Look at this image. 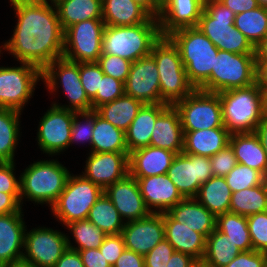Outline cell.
I'll return each instance as SVG.
<instances>
[{"label":"cell","instance_id":"cell-1","mask_svg":"<svg viewBox=\"0 0 267 267\" xmlns=\"http://www.w3.org/2000/svg\"><path fill=\"white\" fill-rule=\"evenodd\" d=\"M17 24L9 40L0 46L16 61L29 63L41 71L63 57L64 30L55 5L42 0H10ZM2 48V49H1Z\"/></svg>","mask_w":267,"mask_h":267},{"label":"cell","instance_id":"cell-2","mask_svg":"<svg viewBox=\"0 0 267 267\" xmlns=\"http://www.w3.org/2000/svg\"><path fill=\"white\" fill-rule=\"evenodd\" d=\"M167 37L179 50L189 83L199 89L211 76L219 49L198 27L180 28Z\"/></svg>","mask_w":267,"mask_h":267},{"label":"cell","instance_id":"cell-3","mask_svg":"<svg viewBox=\"0 0 267 267\" xmlns=\"http://www.w3.org/2000/svg\"><path fill=\"white\" fill-rule=\"evenodd\" d=\"M222 106V121L230 134L252 133L266 116L263 95L258 83L218 93Z\"/></svg>","mask_w":267,"mask_h":267},{"label":"cell","instance_id":"cell-4","mask_svg":"<svg viewBox=\"0 0 267 267\" xmlns=\"http://www.w3.org/2000/svg\"><path fill=\"white\" fill-rule=\"evenodd\" d=\"M161 38L159 21L150 17L134 26H105L102 54L116 55L130 62L151 54L153 45Z\"/></svg>","mask_w":267,"mask_h":267},{"label":"cell","instance_id":"cell-5","mask_svg":"<svg viewBox=\"0 0 267 267\" xmlns=\"http://www.w3.org/2000/svg\"><path fill=\"white\" fill-rule=\"evenodd\" d=\"M69 175L68 168L56 159L34 161L19 176L21 206L23 199H28L51 207L64 190Z\"/></svg>","mask_w":267,"mask_h":267},{"label":"cell","instance_id":"cell-6","mask_svg":"<svg viewBox=\"0 0 267 267\" xmlns=\"http://www.w3.org/2000/svg\"><path fill=\"white\" fill-rule=\"evenodd\" d=\"M151 55L159 73L161 104L173 106L195 89L187 79L178 48L167 36L153 45Z\"/></svg>","mask_w":267,"mask_h":267},{"label":"cell","instance_id":"cell-7","mask_svg":"<svg viewBox=\"0 0 267 267\" xmlns=\"http://www.w3.org/2000/svg\"><path fill=\"white\" fill-rule=\"evenodd\" d=\"M235 14L221 2H213L202 11L197 27L222 51L255 54V47L234 26Z\"/></svg>","mask_w":267,"mask_h":267},{"label":"cell","instance_id":"cell-8","mask_svg":"<svg viewBox=\"0 0 267 267\" xmlns=\"http://www.w3.org/2000/svg\"><path fill=\"white\" fill-rule=\"evenodd\" d=\"M256 83V54H236L219 50L211 76L199 88L220 93L234 88H244Z\"/></svg>","mask_w":267,"mask_h":267},{"label":"cell","instance_id":"cell-9","mask_svg":"<svg viewBox=\"0 0 267 267\" xmlns=\"http://www.w3.org/2000/svg\"><path fill=\"white\" fill-rule=\"evenodd\" d=\"M78 175V176H77ZM70 173L64 190L50 207L52 215L64 226L88 218L91 207L104 190L82 174Z\"/></svg>","mask_w":267,"mask_h":267},{"label":"cell","instance_id":"cell-10","mask_svg":"<svg viewBox=\"0 0 267 267\" xmlns=\"http://www.w3.org/2000/svg\"><path fill=\"white\" fill-rule=\"evenodd\" d=\"M42 81L50 94L62 88L68 105L52 104L74 112L92 111L91 100L88 98L80 79L79 63L69 61L64 57L55 59L42 70ZM60 85V86H59Z\"/></svg>","mask_w":267,"mask_h":267},{"label":"cell","instance_id":"cell-11","mask_svg":"<svg viewBox=\"0 0 267 267\" xmlns=\"http://www.w3.org/2000/svg\"><path fill=\"white\" fill-rule=\"evenodd\" d=\"M173 106L179 113L183 131L225 128L218 93L194 89Z\"/></svg>","mask_w":267,"mask_h":267},{"label":"cell","instance_id":"cell-12","mask_svg":"<svg viewBox=\"0 0 267 267\" xmlns=\"http://www.w3.org/2000/svg\"><path fill=\"white\" fill-rule=\"evenodd\" d=\"M40 80H42V71L32 64L20 62L18 67L17 65L16 67L1 66L0 108L22 112Z\"/></svg>","mask_w":267,"mask_h":267},{"label":"cell","instance_id":"cell-13","mask_svg":"<svg viewBox=\"0 0 267 267\" xmlns=\"http://www.w3.org/2000/svg\"><path fill=\"white\" fill-rule=\"evenodd\" d=\"M103 19L82 21L64 31L63 57L76 63L98 62L102 55Z\"/></svg>","mask_w":267,"mask_h":267},{"label":"cell","instance_id":"cell-14","mask_svg":"<svg viewBox=\"0 0 267 267\" xmlns=\"http://www.w3.org/2000/svg\"><path fill=\"white\" fill-rule=\"evenodd\" d=\"M66 235L50 227L26 229L22 259L36 267H53L68 249Z\"/></svg>","mask_w":267,"mask_h":267},{"label":"cell","instance_id":"cell-15","mask_svg":"<svg viewBox=\"0 0 267 267\" xmlns=\"http://www.w3.org/2000/svg\"><path fill=\"white\" fill-rule=\"evenodd\" d=\"M74 111L58 107L54 104L40 119L37 143L43 154L55 156L68 149Z\"/></svg>","mask_w":267,"mask_h":267},{"label":"cell","instance_id":"cell-16","mask_svg":"<svg viewBox=\"0 0 267 267\" xmlns=\"http://www.w3.org/2000/svg\"><path fill=\"white\" fill-rule=\"evenodd\" d=\"M167 175L184 198L195 197L200 186L213 177L210 157L176 154Z\"/></svg>","mask_w":267,"mask_h":267},{"label":"cell","instance_id":"cell-17","mask_svg":"<svg viewBox=\"0 0 267 267\" xmlns=\"http://www.w3.org/2000/svg\"><path fill=\"white\" fill-rule=\"evenodd\" d=\"M125 94L143 104L161 103L159 73L151 54L131 63Z\"/></svg>","mask_w":267,"mask_h":267},{"label":"cell","instance_id":"cell-18","mask_svg":"<svg viewBox=\"0 0 267 267\" xmlns=\"http://www.w3.org/2000/svg\"><path fill=\"white\" fill-rule=\"evenodd\" d=\"M121 234L126 249L145 256L165 239L164 213H151L145 218L125 222Z\"/></svg>","mask_w":267,"mask_h":267},{"label":"cell","instance_id":"cell-19","mask_svg":"<svg viewBox=\"0 0 267 267\" xmlns=\"http://www.w3.org/2000/svg\"><path fill=\"white\" fill-rule=\"evenodd\" d=\"M129 153L89 152L82 175L105 190L129 174Z\"/></svg>","mask_w":267,"mask_h":267},{"label":"cell","instance_id":"cell-20","mask_svg":"<svg viewBox=\"0 0 267 267\" xmlns=\"http://www.w3.org/2000/svg\"><path fill=\"white\" fill-rule=\"evenodd\" d=\"M104 193L125 222L139 220L151 214L141 195L137 179L130 174L108 186Z\"/></svg>","mask_w":267,"mask_h":267},{"label":"cell","instance_id":"cell-21","mask_svg":"<svg viewBox=\"0 0 267 267\" xmlns=\"http://www.w3.org/2000/svg\"><path fill=\"white\" fill-rule=\"evenodd\" d=\"M135 179L138 181L141 195L151 213L168 212L184 199L167 174Z\"/></svg>","mask_w":267,"mask_h":267},{"label":"cell","instance_id":"cell-22","mask_svg":"<svg viewBox=\"0 0 267 267\" xmlns=\"http://www.w3.org/2000/svg\"><path fill=\"white\" fill-rule=\"evenodd\" d=\"M22 211L23 209L16 213L0 215V265L18 261L23 257L27 226Z\"/></svg>","mask_w":267,"mask_h":267},{"label":"cell","instance_id":"cell-23","mask_svg":"<svg viewBox=\"0 0 267 267\" xmlns=\"http://www.w3.org/2000/svg\"><path fill=\"white\" fill-rule=\"evenodd\" d=\"M204 6L199 0H169L158 17L161 36L185 27H197Z\"/></svg>","mask_w":267,"mask_h":267},{"label":"cell","instance_id":"cell-24","mask_svg":"<svg viewBox=\"0 0 267 267\" xmlns=\"http://www.w3.org/2000/svg\"><path fill=\"white\" fill-rule=\"evenodd\" d=\"M175 153L162 148L147 146L129 153V174L134 178L167 174Z\"/></svg>","mask_w":267,"mask_h":267},{"label":"cell","instance_id":"cell-25","mask_svg":"<svg viewBox=\"0 0 267 267\" xmlns=\"http://www.w3.org/2000/svg\"><path fill=\"white\" fill-rule=\"evenodd\" d=\"M150 146L179 154L183 152L184 132L178 111L169 106L156 120Z\"/></svg>","mask_w":267,"mask_h":267},{"label":"cell","instance_id":"cell-26","mask_svg":"<svg viewBox=\"0 0 267 267\" xmlns=\"http://www.w3.org/2000/svg\"><path fill=\"white\" fill-rule=\"evenodd\" d=\"M175 221L206 238L216 229V216L194 197L184 198L167 212Z\"/></svg>","mask_w":267,"mask_h":267},{"label":"cell","instance_id":"cell-27","mask_svg":"<svg viewBox=\"0 0 267 267\" xmlns=\"http://www.w3.org/2000/svg\"><path fill=\"white\" fill-rule=\"evenodd\" d=\"M165 239L176 252H181L194 259H203L207 238L193 229L175 221L164 212Z\"/></svg>","mask_w":267,"mask_h":267},{"label":"cell","instance_id":"cell-28","mask_svg":"<svg viewBox=\"0 0 267 267\" xmlns=\"http://www.w3.org/2000/svg\"><path fill=\"white\" fill-rule=\"evenodd\" d=\"M168 104H144L125 132L128 152L150 145L157 118L169 107Z\"/></svg>","mask_w":267,"mask_h":267},{"label":"cell","instance_id":"cell-29","mask_svg":"<svg viewBox=\"0 0 267 267\" xmlns=\"http://www.w3.org/2000/svg\"><path fill=\"white\" fill-rule=\"evenodd\" d=\"M184 132L183 153L212 157L229 145L230 133L226 128H210Z\"/></svg>","mask_w":267,"mask_h":267},{"label":"cell","instance_id":"cell-30","mask_svg":"<svg viewBox=\"0 0 267 267\" xmlns=\"http://www.w3.org/2000/svg\"><path fill=\"white\" fill-rule=\"evenodd\" d=\"M229 145L239 164L256 169L267 177V156L255 132L230 134Z\"/></svg>","mask_w":267,"mask_h":267},{"label":"cell","instance_id":"cell-31","mask_svg":"<svg viewBox=\"0 0 267 267\" xmlns=\"http://www.w3.org/2000/svg\"><path fill=\"white\" fill-rule=\"evenodd\" d=\"M151 16L133 0H102V19L108 26H134Z\"/></svg>","mask_w":267,"mask_h":267},{"label":"cell","instance_id":"cell-32","mask_svg":"<svg viewBox=\"0 0 267 267\" xmlns=\"http://www.w3.org/2000/svg\"><path fill=\"white\" fill-rule=\"evenodd\" d=\"M90 152L129 153L126 145V135L121 129L101 117L94 110V127Z\"/></svg>","mask_w":267,"mask_h":267},{"label":"cell","instance_id":"cell-33","mask_svg":"<svg viewBox=\"0 0 267 267\" xmlns=\"http://www.w3.org/2000/svg\"><path fill=\"white\" fill-rule=\"evenodd\" d=\"M55 6L64 31L82 21L102 19V0H60Z\"/></svg>","mask_w":267,"mask_h":267},{"label":"cell","instance_id":"cell-34","mask_svg":"<svg viewBox=\"0 0 267 267\" xmlns=\"http://www.w3.org/2000/svg\"><path fill=\"white\" fill-rule=\"evenodd\" d=\"M232 192L225 177L213 176L203 183L194 197L215 216L229 212Z\"/></svg>","mask_w":267,"mask_h":267},{"label":"cell","instance_id":"cell-35","mask_svg":"<svg viewBox=\"0 0 267 267\" xmlns=\"http://www.w3.org/2000/svg\"><path fill=\"white\" fill-rule=\"evenodd\" d=\"M143 105L141 101L124 93L114 101L101 105L95 111L113 126L126 132Z\"/></svg>","mask_w":267,"mask_h":267},{"label":"cell","instance_id":"cell-36","mask_svg":"<svg viewBox=\"0 0 267 267\" xmlns=\"http://www.w3.org/2000/svg\"><path fill=\"white\" fill-rule=\"evenodd\" d=\"M20 115L19 111L0 108V162L15 161V151L21 137Z\"/></svg>","mask_w":267,"mask_h":267},{"label":"cell","instance_id":"cell-37","mask_svg":"<svg viewBox=\"0 0 267 267\" xmlns=\"http://www.w3.org/2000/svg\"><path fill=\"white\" fill-rule=\"evenodd\" d=\"M266 211L267 190L264 182L256 187L232 193L229 212L247 217Z\"/></svg>","mask_w":267,"mask_h":267},{"label":"cell","instance_id":"cell-38","mask_svg":"<svg viewBox=\"0 0 267 267\" xmlns=\"http://www.w3.org/2000/svg\"><path fill=\"white\" fill-rule=\"evenodd\" d=\"M87 219L106 235L120 234L125 225L124 220L105 193L91 207Z\"/></svg>","mask_w":267,"mask_h":267},{"label":"cell","instance_id":"cell-39","mask_svg":"<svg viewBox=\"0 0 267 267\" xmlns=\"http://www.w3.org/2000/svg\"><path fill=\"white\" fill-rule=\"evenodd\" d=\"M241 252L229 236L215 229L207 237L203 259L213 267H225Z\"/></svg>","mask_w":267,"mask_h":267},{"label":"cell","instance_id":"cell-40","mask_svg":"<svg viewBox=\"0 0 267 267\" xmlns=\"http://www.w3.org/2000/svg\"><path fill=\"white\" fill-rule=\"evenodd\" d=\"M216 229L240 248L241 251L253 250L247 217L232 212L216 216Z\"/></svg>","mask_w":267,"mask_h":267},{"label":"cell","instance_id":"cell-41","mask_svg":"<svg viewBox=\"0 0 267 267\" xmlns=\"http://www.w3.org/2000/svg\"><path fill=\"white\" fill-rule=\"evenodd\" d=\"M234 26L256 47L267 35V8L259 6L235 15Z\"/></svg>","mask_w":267,"mask_h":267},{"label":"cell","instance_id":"cell-42","mask_svg":"<svg viewBox=\"0 0 267 267\" xmlns=\"http://www.w3.org/2000/svg\"><path fill=\"white\" fill-rule=\"evenodd\" d=\"M72 233L75 245H72L70 236L67 235L68 248L79 251L99 248L106 236L105 232L91 223L88 219L70 222L65 225Z\"/></svg>","mask_w":267,"mask_h":267},{"label":"cell","instance_id":"cell-43","mask_svg":"<svg viewBox=\"0 0 267 267\" xmlns=\"http://www.w3.org/2000/svg\"><path fill=\"white\" fill-rule=\"evenodd\" d=\"M225 179L233 193L261 185L265 180V176L256 169L238 163L225 176Z\"/></svg>","mask_w":267,"mask_h":267},{"label":"cell","instance_id":"cell-44","mask_svg":"<svg viewBox=\"0 0 267 267\" xmlns=\"http://www.w3.org/2000/svg\"><path fill=\"white\" fill-rule=\"evenodd\" d=\"M94 127V110L86 112H74L70 145L74 143L88 142L91 148Z\"/></svg>","mask_w":267,"mask_h":267},{"label":"cell","instance_id":"cell-45","mask_svg":"<svg viewBox=\"0 0 267 267\" xmlns=\"http://www.w3.org/2000/svg\"><path fill=\"white\" fill-rule=\"evenodd\" d=\"M125 93L124 83L111 76L103 75L96 96L91 100L92 110L114 101Z\"/></svg>","mask_w":267,"mask_h":267},{"label":"cell","instance_id":"cell-46","mask_svg":"<svg viewBox=\"0 0 267 267\" xmlns=\"http://www.w3.org/2000/svg\"><path fill=\"white\" fill-rule=\"evenodd\" d=\"M253 250L267 253V211L247 216Z\"/></svg>","mask_w":267,"mask_h":267},{"label":"cell","instance_id":"cell-47","mask_svg":"<svg viewBox=\"0 0 267 267\" xmlns=\"http://www.w3.org/2000/svg\"><path fill=\"white\" fill-rule=\"evenodd\" d=\"M97 63L101 66L102 72L105 75L111 76L125 84L132 62L116 55L102 54Z\"/></svg>","mask_w":267,"mask_h":267},{"label":"cell","instance_id":"cell-48","mask_svg":"<svg viewBox=\"0 0 267 267\" xmlns=\"http://www.w3.org/2000/svg\"><path fill=\"white\" fill-rule=\"evenodd\" d=\"M79 74L81 84L90 100L97 93L100 85V78L103 77L101 66L97 62L79 63Z\"/></svg>","mask_w":267,"mask_h":267},{"label":"cell","instance_id":"cell-49","mask_svg":"<svg viewBox=\"0 0 267 267\" xmlns=\"http://www.w3.org/2000/svg\"><path fill=\"white\" fill-rule=\"evenodd\" d=\"M213 176L225 177L237 164L233 149L227 145L224 149L210 157Z\"/></svg>","mask_w":267,"mask_h":267},{"label":"cell","instance_id":"cell-50","mask_svg":"<svg viewBox=\"0 0 267 267\" xmlns=\"http://www.w3.org/2000/svg\"><path fill=\"white\" fill-rule=\"evenodd\" d=\"M174 252L173 246L164 239L144 256L145 267H166Z\"/></svg>","mask_w":267,"mask_h":267},{"label":"cell","instance_id":"cell-51","mask_svg":"<svg viewBox=\"0 0 267 267\" xmlns=\"http://www.w3.org/2000/svg\"><path fill=\"white\" fill-rule=\"evenodd\" d=\"M125 244L122 234L106 235L102 245L99 247L105 260L113 266L120 255L125 250Z\"/></svg>","mask_w":267,"mask_h":267},{"label":"cell","instance_id":"cell-52","mask_svg":"<svg viewBox=\"0 0 267 267\" xmlns=\"http://www.w3.org/2000/svg\"><path fill=\"white\" fill-rule=\"evenodd\" d=\"M15 168V162H0V192L20 194V178H16Z\"/></svg>","mask_w":267,"mask_h":267},{"label":"cell","instance_id":"cell-53","mask_svg":"<svg viewBox=\"0 0 267 267\" xmlns=\"http://www.w3.org/2000/svg\"><path fill=\"white\" fill-rule=\"evenodd\" d=\"M267 253L250 250L242 251L225 267H266Z\"/></svg>","mask_w":267,"mask_h":267},{"label":"cell","instance_id":"cell-54","mask_svg":"<svg viewBox=\"0 0 267 267\" xmlns=\"http://www.w3.org/2000/svg\"><path fill=\"white\" fill-rule=\"evenodd\" d=\"M84 267H112L102 255L99 248L78 251Z\"/></svg>","mask_w":267,"mask_h":267},{"label":"cell","instance_id":"cell-55","mask_svg":"<svg viewBox=\"0 0 267 267\" xmlns=\"http://www.w3.org/2000/svg\"><path fill=\"white\" fill-rule=\"evenodd\" d=\"M22 209L20 194L0 192V215L12 214Z\"/></svg>","mask_w":267,"mask_h":267},{"label":"cell","instance_id":"cell-56","mask_svg":"<svg viewBox=\"0 0 267 267\" xmlns=\"http://www.w3.org/2000/svg\"><path fill=\"white\" fill-rule=\"evenodd\" d=\"M112 267H145L144 256L125 248Z\"/></svg>","mask_w":267,"mask_h":267},{"label":"cell","instance_id":"cell-57","mask_svg":"<svg viewBox=\"0 0 267 267\" xmlns=\"http://www.w3.org/2000/svg\"><path fill=\"white\" fill-rule=\"evenodd\" d=\"M53 267H84L78 251L68 248Z\"/></svg>","mask_w":267,"mask_h":267},{"label":"cell","instance_id":"cell-58","mask_svg":"<svg viewBox=\"0 0 267 267\" xmlns=\"http://www.w3.org/2000/svg\"><path fill=\"white\" fill-rule=\"evenodd\" d=\"M220 2L233 11L235 15L259 7L257 0H221Z\"/></svg>","mask_w":267,"mask_h":267},{"label":"cell","instance_id":"cell-59","mask_svg":"<svg viewBox=\"0 0 267 267\" xmlns=\"http://www.w3.org/2000/svg\"><path fill=\"white\" fill-rule=\"evenodd\" d=\"M194 260V258L187 254L175 251L171 255L166 267H190Z\"/></svg>","mask_w":267,"mask_h":267},{"label":"cell","instance_id":"cell-60","mask_svg":"<svg viewBox=\"0 0 267 267\" xmlns=\"http://www.w3.org/2000/svg\"><path fill=\"white\" fill-rule=\"evenodd\" d=\"M141 6L151 17L157 18L160 15L161 8L153 0H133Z\"/></svg>","mask_w":267,"mask_h":267},{"label":"cell","instance_id":"cell-61","mask_svg":"<svg viewBox=\"0 0 267 267\" xmlns=\"http://www.w3.org/2000/svg\"><path fill=\"white\" fill-rule=\"evenodd\" d=\"M256 82L267 84V60H256Z\"/></svg>","mask_w":267,"mask_h":267},{"label":"cell","instance_id":"cell-62","mask_svg":"<svg viewBox=\"0 0 267 267\" xmlns=\"http://www.w3.org/2000/svg\"><path fill=\"white\" fill-rule=\"evenodd\" d=\"M255 133L258 135L262 147L267 156V115L263 118L262 122L258 125Z\"/></svg>","mask_w":267,"mask_h":267},{"label":"cell","instance_id":"cell-63","mask_svg":"<svg viewBox=\"0 0 267 267\" xmlns=\"http://www.w3.org/2000/svg\"><path fill=\"white\" fill-rule=\"evenodd\" d=\"M256 60H267V35L255 47Z\"/></svg>","mask_w":267,"mask_h":267},{"label":"cell","instance_id":"cell-64","mask_svg":"<svg viewBox=\"0 0 267 267\" xmlns=\"http://www.w3.org/2000/svg\"><path fill=\"white\" fill-rule=\"evenodd\" d=\"M4 267H36L30 262L25 261L24 259H20L18 261H14L12 263L4 265Z\"/></svg>","mask_w":267,"mask_h":267},{"label":"cell","instance_id":"cell-65","mask_svg":"<svg viewBox=\"0 0 267 267\" xmlns=\"http://www.w3.org/2000/svg\"><path fill=\"white\" fill-rule=\"evenodd\" d=\"M261 87L262 95H263V107L265 114L267 115V84H258Z\"/></svg>","mask_w":267,"mask_h":267},{"label":"cell","instance_id":"cell-66","mask_svg":"<svg viewBox=\"0 0 267 267\" xmlns=\"http://www.w3.org/2000/svg\"><path fill=\"white\" fill-rule=\"evenodd\" d=\"M190 267H213L204 259H195Z\"/></svg>","mask_w":267,"mask_h":267},{"label":"cell","instance_id":"cell-67","mask_svg":"<svg viewBox=\"0 0 267 267\" xmlns=\"http://www.w3.org/2000/svg\"><path fill=\"white\" fill-rule=\"evenodd\" d=\"M161 9L169 0H153Z\"/></svg>","mask_w":267,"mask_h":267},{"label":"cell","instance_id":"cell-68","mask_svg":"<svg viewBox=\"0 0 267 267\" xmlns=\"http://www.w3.org/2000/svg\"><path fill=\"white\" fill-rule=\"evenodd\" d=\"M203 6H206L213 2H220L221 0H199Z\"/></svg>","mask_w":267,"mask_h":267},{"label":"cell","instance_id":"cell-69","mask_svg":"<svg viewBox=\"0 0 267 267\" xmlns=\"http://www.w3.org/2000/svg\"><path fill=\"white\" fill-rule=\"evenodd\" d=\"M258 5L267 8V0H257Z\"/></svg>","mask_w":267,"mask_h":267},{"label":"cell","instance_id":"cell-70","mask_svg":"<svg viewBox=\"0 0 267 267\" xmlns=\"http://www.w3.org/2000/svg\"><path fill=\"white\" fill-rule=\"evenodd\" d=\"M42 1H45L46 3H49L52 4V5H55L57 4L60 0H42Z\"/></svg>","mask_w":267,"mask_h":267},{"label":"cell","instance_id":"cell-71","mask_svg":"<svg viewBox=\"0 0 267 267\" xmlns=\"http://www.w3.org/2000/svg\"><path fill=\"white\" fill-rule=\"evenodd\" d=\"M264 185L266 187V190H267V177H265V180H264Z\"/></svg>","mask_w":267,"mask_h":267}]
</instances>
